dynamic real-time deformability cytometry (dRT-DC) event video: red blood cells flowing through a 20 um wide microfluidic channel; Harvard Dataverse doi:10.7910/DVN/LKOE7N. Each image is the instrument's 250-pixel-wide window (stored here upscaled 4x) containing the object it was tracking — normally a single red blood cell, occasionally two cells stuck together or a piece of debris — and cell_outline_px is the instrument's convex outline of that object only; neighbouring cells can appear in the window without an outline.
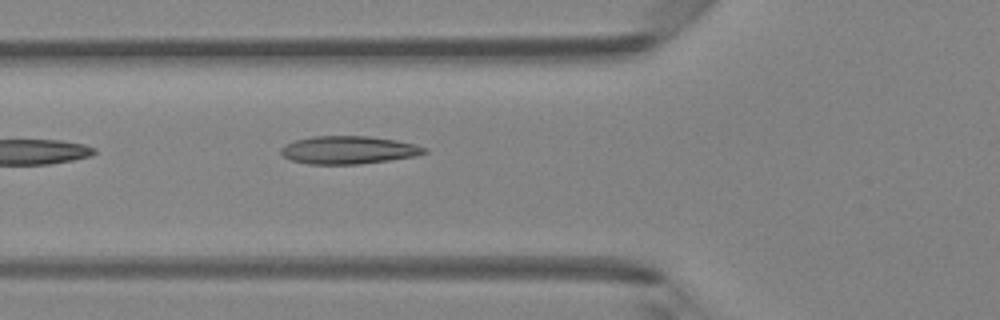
{"species": "Egyptian fruit bat (a non-hibernating species)", "species_latin": "Rousettus aegyptiacus", "temperature_condition": "room temperature", "stored_images_in_passage": 11, "camera_frame_rate_fps": 3000, "um_per_image_px": 0.085, "animal": {"sex": "female"}, "frame": {"image": 1, "passage_image": 4, "time_ms": 1.0, "image_size_px": [1000, 320], "cell_outline_px": [[428, 152], [416, 156], [360, 164], [308, 164], [292, 160], [284, 156], [280, 152], [280, 148], [284, 144], [296, 140], [312, 136], [368, 136], [396, 140], [416, 144], [428, 148]], "centroid_in_image_um": [29.64, 12.74], "position_along_channel_um": 96.2, "area_um2": 23.41}}